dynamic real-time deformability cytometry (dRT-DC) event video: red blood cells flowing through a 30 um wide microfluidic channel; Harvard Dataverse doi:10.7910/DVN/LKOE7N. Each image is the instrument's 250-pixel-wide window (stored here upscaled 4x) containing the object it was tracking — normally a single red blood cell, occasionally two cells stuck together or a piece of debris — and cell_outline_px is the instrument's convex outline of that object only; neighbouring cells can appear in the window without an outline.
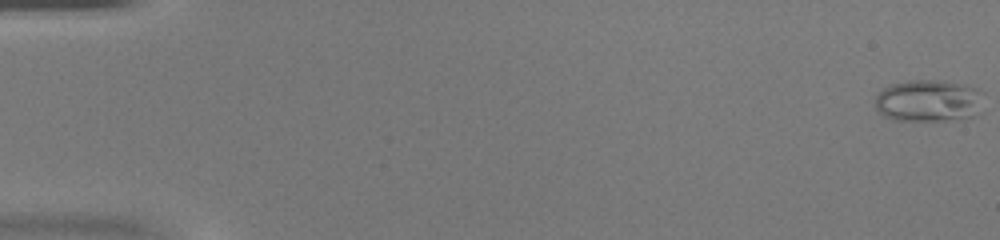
{"species": "common noctule bat (a hibernating species)", "species_latin": "Nyctalus noctula", "temperature_condition": "warm", "stored_images_in_passage": 46, "camera_frame_rate_fps": 3000, "um_per_image_px": 0.085, "animal": {"sex": "female", "body_mass_g": 20.0, "forearm_length_mm": 54.0}, "frame": {"image": 1, "passage_image": 1, "time_ms": 0.0, "image_size_px": [1000, 240], "cell_outline_px": [[984, 92], [976, 116], [948, 120], [896, 120], [884, 116], [876, 112], [876, 92], [892, 84], [912, 80], [944, 80], [968, 84]], "centroid_in_image_um": [78.93, 8.55], "position_along_channel_um": 6.1, "area_um2": 26.88}}
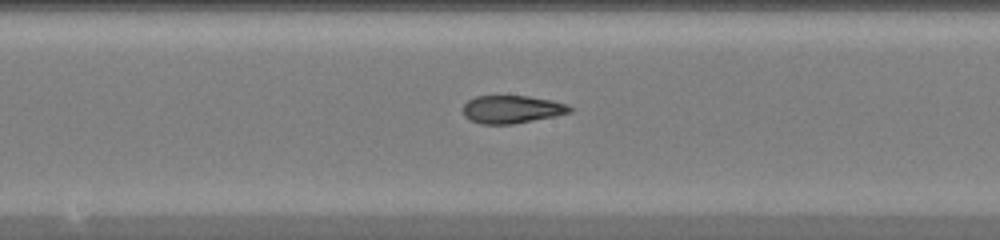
{"frame": {"image": 2, "passage_image": 26, "time_ms": 8.333, "image_size_px": [1000, 240], "cell_outline_px": [[576, 108], [572, 112], [556, 116], [512, 124], [480, 124], [468, 120], [464, 116], [464, 104], [468, 100], [476, 96], [528, 96], [552, 100], [568, 104]], "centroid_in_image_um": [43.55, 9.3], "position_along_channel_um": 204.7, "area_um2": 17.57}}
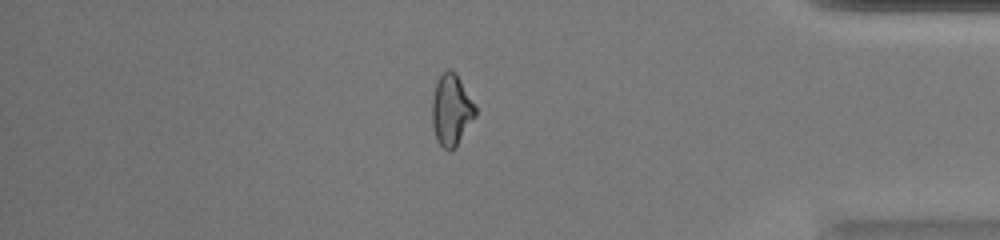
{"frame": {"image": 3, "passage_image": 41, "time_ms": 13.333, "image_size_px": [1000, 240], "cell_outline_px": [[476, 116], [456, 144], [452, 148], [444, 148], [436, 140], [432, 124], [432, 96], [436, 80], [448, 68], [456, 72], [476, 104]], "centroid_in_image_um": [38.36, 9.27], "position_along_channel_um": 396.8, "area_um2": 17.98}}